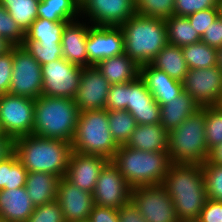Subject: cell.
Listing matches in <instances>:
<instances>
[{"mask_svg": "<svg viewBox=\"0 0 222 222\" xmlns=\"http://www.w3.org/2000/svg\"><path fill=\"white\" fill-rule=\"evenodd\" d=\"M162 185L180 220H198L208 197L202 164L171 163Z\"/></svg>", "mask_w": 222, "mask_h": 222, "instance_id": "obj_1", "label": "cell"}, {"mask_svg": "<svg viewBox=\"0 0 222 222\" xmlns=\"http://www.w3.org/2000/svg\"><path fill=\"white\" fill-rule=\"evenodd\" d=\"M71 152V143L61 139L30 134L15 140V154L28 172L65 177Z\"/></svg>", "mask_w": 222, "mask_h": 222, "instance_id": "obj_2", "label": "cell"}, {"mask_svg": "<svg viewBox=\"0 0 222 222\" xmlns=\"http://www.w3.org/2000/svg\"><path fill=\"white\" fill-rule=\"evenodd\" d=\"M79 109L74 99L40 95L35 99L32 134L72 142Z\"/></svg>", "mask_w": 222, "mask_h": 222, "instance_id": "obj_3", "label": "cell"}, {"mask_svg": "<svg viewBox=\"0 0 222 222\" xmlns=\"http://www.w3.org/2000/svg\"><path fill=\"white\" fill-rule=\"evenodd\" d=\"M120 27L124 34V53L139 66L149 64L168 44L163 19L135 13Z\"/></svg>", "mask_w": 222, "mask_h": 222, "instance_id": "obj_4", "label": "cell"}, {"mask_svg": "<svg viewBox=\"0 0 222 222\" xmlns=\"http://www.w3.org/2000/svg\"><path fill=\"white\" fill-rule=\"evenodd\" d=\"M131 188L163 183L171 161L168 152H145L119 146L111 160Z\"/></svg>", "mask_w": 222, "mask_h": 222, "instance_id": "obj_5", "label": "cell"}, {"mask_svg": "<svg viewBox=\"0 0 222 222\" xmlns=\"http://www.w3.org/2000/svg\"><path fill=\"white\" fill-rule=\"evenodd\" d=\"M171 163L203 164L210 155L205 137V107L168 132Z\"/></svg>", "mask_w": 222, "mask_h": 222, "instance_id": "obj_6", "label": "cell"}, {"mask_svg": "<svg viewBox=\"0 0 222 222\" xmlns=\"http://www.w3.org/2000/svg\"><path fill=\"white\" fill-rule=\"evenodd\" d=\"M108 111L79 112L72 150L88 155L101 156L111 161L119 146L109 130Z\"/></svg>", "mask_w": 222, "mask_h": 222, "instance_id": "obj_7", "label": "cell"}, {"mask_svg": "<svg viewBox=\"0 0 222 222\" xmlns=\"http://www.w3.org/2000/svg\"><path fill=\"white\" fill-rule=\"evenodd\" d=\"M35 99L0 95V133L14 137L30 135L33 131Z\"/></svg>", "mask_w": 222, "mask_h": 222, "instance_id": "obj_8", "label": "cell"}, {"mask_svg": "<svg viewBox=\"0 0 222 222\" xmlns=\"http://www.w3.org/2000/svg\"><path fill=\"white\" fill-rule=\"evenodd\" d=\"M130 201L146 222H179L171 197L162 184L132 188Z\"/></svg>", "mask_w": 222, "mask_h": 222, "instance_id": "obj_9", "label": "cell"}, {"mask_svg": "<svg viewBox=\"0 0 222 222\" xmlns=\"http://www.w3.org/2000/svg\"><path fill=\"white\" fill-rule=\"evenodd\" d=\"M82 68L63 57L42 65L41 95L74 99L80 85Z\"/></svg>", "mask_w": 222, "mask_h": 222, "instance_id": "obj_10", "label": "cell"}, {"mask_svg": "<svg viewBox=\"0 0 222 222\" xmlns=\"http://www.w3.org/2000/svg\"><path fill=\"white\" fill-rule=\"evenodd\" d=\"M13 73L9 93L32 99L42 94L41 65L21 46H13Z\"/></svg>", "mask_w": 222, "mask_h": 222, "instance_id": "obj_11", "label": "cell"}, {"mask_svg": "<svg viewBox=\"0 0 222 222\" xmlns=\"http://www.w3.org/2000/svg\"><path fill=\"white\" fill-rule=\"evenodd\" d=\"M131 189L119 168L108 161L100 171L92 193L93 200L95 205L119 210L130 202Z\"/></svg>", "mask_w": 222, "mask_h": 222, "instance_id": "obj_12", "label": "cell"}, {"mask_svg": "<svg viewBox=\"0 0 222 222\" xmlns=\"http://www.w3.org/2000/svg\"><path fill=\"white\" fill-rule=\"evenodd\" d=\"M182 84L200 107L217 106L222 99V70L217 65L190 69Z\"/></svg>", "mask_w": 222, "mask_h": 222, "instance_id": "obj_13", "label": "cell"}, {"mask_svg": "<svg viewBox=\"0 0 222 222\" xmlns=\"http://www.w3.org/2000/svg\"><path fill=\"white\" fill-rule=\"evenodd\" d=\"M135 13L136 2L134 0L80 1V15H82L80 18L89 17L91 25L121 26Z\"/></svg>", "mask_w": 222, "mask_h": 222, "instance_id": "obj_14", "label": "cell"}, {"mask_svg": "<svg viewBox=\"0 0 222 222\" xmlns=\"http://www.w3.org/2000/svg\"><path fill=\"white\" fill-rule=\"evenodd\" d=\"M88 67L103 59L124 53V34L120 26L91 25L87 34Z\"/></svg>", "mask_w": 222, "mask_h": 222, "instance_id": "obj_15", "label": "cell"}, {"mask_svg": "<svg viewBox=\"0 0 222 222\" xmlns=\"http://www.w3.org/2000/svg\"><path fill=\"white\" fill-rule=\"evenodd\" d=\"M110 85L96 66L83 67L74 97L79 112L105 109Z\"/></svg>", "mask_w": 222, "mask_h": 222, "instance_id": "obj_16", "label": "cell"}, {"mask_svg": "<svg viewBox=\"0 0 222 222\" xmlns=\"http://www.w3.org/2000/svg\"><path fill=\"white\" fill-rule=\"evenodd\" d=\"M56 200L65 222L88 221L95 205L92 193L79 189L65 177L59 179Z\"/></svg>", "mask_w": 222, "mask_h": 222, "instance_id": "obj_17", "label": "cell"}, {"mask_svg": "<svg viewBox=\"0 0 222 222\" xmlns=\"http://www.w3.org/2000/svg\"><path fill=\"white\" fill-rule=\"evenodd\" d=\"M108 161L101 156L72 150L65 178L79 189L93 193L100 171Z\"/></svg>", "mask_w": 222, "mask_h": 222, "instance_id": "obj_18", "label": "cell"}, {"mask_svg": "<svg viewBox=\"0 0 222 222\" xmlns=\"http://www.w3.org/2000/svg\"><path fill=\"white\" fill-rule=\"evenodd\" d=\"M127 111L137 124H160V105L140 76L128 82Z\"/></svg>", "mask_w": 222, "mask_h": 222, "instance_id": "obj_19", "label": "cell"}, {"mask_svg": "<svg viewBox=\"0 0 222 222\" xmlns=\"http://www.w3.org/2000/svg\"><path fill=\"white\" fill-rule=\"evenodd\" d=\"M87 23H81L79 19L67 23L61 38L63 58L81 67H88L86 43L90 25Z\"/></svg>", "mask_w": 222, "mask_h": 222, "instance_id": "obj_20", "label": "cell"}, {"mask_svg": "<svg viewBox=\"0 0 222 222\" xmlns=\"http://www.w3.org/2000/svg\"><path fill=\"white\" fill-rule=\"evenodd\" d=\"M140 78L159 105H163L183 91V84L150 63L140 66Z\"/></svg>", "mask_w": 222, "mask_h": 222, "instance_id": "obj_21", "label": "cell"}, {"mask_svg": "<svg viewBox=\"0 0 222 222\" xmlns=\"http://www.w3.org/2000/svg\"><path fill=\"white\" fill-rule=\"evenodd\" d=\"M35 209L25 187L0 190V219L26 222Z\"/></svg>", "mask_w": 222, "mask_h": 222, "instance_id": "obj_22", "label": "cell"}, {"mask_svg": "<svg viewBox=\"0 0 222 222\" xmlns=\"http://www.w3.org/2000/svg\"><path fill=\"white\" fill-rule=\"evenodd\" d=\"M126 146L145 152H168V132L161 124H138Z\"/></svg>", "mask_w": 222, "mask_h": 222, "instance_id": "obj_23", "label": "cell"}, {"mask_svg": "<svg viewBox=\"0 0 222 222\" xmlns=\"http://www.w3.org/2000/svg\"><path fill=\"white\" fill-rule=\"evenodd\" d=\"M200 108L195 100L186 91H183L179 96L160 105V124L169 132Z\"/></svg>", "mask_w": 222, "mask_h": 222, "instance_id": "obj_24", "label": "cell"}, {"mask_svg": "<svg viewBox=\"0 0 222 222\" xmlns=\"http://www.w3.org/2000/svg\"><path fill=\"white\" fill-rule=\"evenodd\" d=\"M96 67L110 84L128 83L140 75V66L125 53L103 59Z\"/></svg>", "mask_w": 222, "mask_h": 222, "instance_id": "obj_25", "label": "cell"}, {"mask_svg": "<svg viewBox=\"0 0 222 222\" xmlns=\"http://www.w3.org/2000/svg\"><path fill=\"white\" fill-rule=\"evenodd\" d=\"M59 179L51 173L28 172L25 188L35 207L56 200Z\"/></svg>", "mask_w": 222, "mask_h": 222, "instance_id": "obj_26", "label": "cell"}, {"mask_svg": "<svg viewBox=\"0 0 222 222\" xmlns=\"http://www.w3.org/2000/svg\"><path fill=\"white\" fill-rule=\"evenodd\" d=\"M150 64L181 82L189 71L182 48L170 44L164 46Z\"/></svg>", "mask_w": 222, "mask_h": 222, "instance_id": "obj_27", "label": "cell"}, {"mask_svg": "<svg viewBox=\"0 0 222 222\" xmlns=\"http://www.w3.org/2000/svg\"><path fill=\"white\" fill-rule=\"evenodd\" d=\"M38 18L53 22L78 20L80 15L79 0H40Z\"/></svg>", "mask_w": 222, "mask_h": 222, "instance_id": "obj_28", "label": "cell"}, {"mask_svg": "<svg viewBox=\"0 0 222 222\" xmlns=\"http://www.w3.org/2000/svg\"><path fill=\"white\" fill-rule=\"evenodd\" d=\"M67 23V21L53 22L37 18L25 32L24 41H36L40 45L61 44L63 28Z\"/></svg>", "mask_w": 222, "mask_h": 222, "instance_id": "obj_29", "label": "cell"}, {"mask_svg": "<svg viewBox=\"0 0 222 222\" xmlns=\"http://www.w3.org/2000/svg\"><path fill=\"white\" fill-rule=\"evenodd\" d=\"M164 21L168 44L183 47L201 41V36L187 17L172 15Z\"/></svg>", "mask_w": 222, "mask_h": 222, "instance_id": "obj_30", "label": "cell"}, {"mask_svg": "<svg viewBox=\"0 0 222 222\" xmlns=\"http://www.w3.org/2000/svg\"><path fill=\"white\" fill-rule=\"evenodd\" d=\"M40 0H0V4L7 10L17 25L25 33L38 18Z\"/></svg>", "mask_w": 222, "mask_h": 222, "instance_id": "obj_31", "label": "cell"}, {"mask_svg": "<svg viewBox=\"0 0 222 222\" xmlns=\"http://www.w3.org/2000/svg\"><path fill=\"white\" fill-rule=\"evenodd\" d=\"M28 171L14 153L0 162V190H11L25 187Z\"/></svg>", "mask_w": 222, "mask_h": 222, "instance_id": "obj_32", "label": "cell"}, {"mask_svg": "<svg viewBox=\"0 0 222 222\" xmlns=\"http://www.w3.org/2000/svg\"><path fill=\"white\" fill-rule=\"evenodd\" d=\"M181 48L189 70L210 68L217 65L216 48L202 41Z\"/></svg>", "mask_w": 222, "mask_h": 222, "instance_id": "obj_33", "label": "cell"}, {"mask_svg": "<svg viewBox=\"0 0 222 222\" xmlns=\"http://www.w3.org/2000/svg\"><path fill=\"white\" fill-rule=\"evenodd\" d=\"M109 130L118 146L126 145L138 125L127 110L108 111Z\"/></svg>", "mask_w": 222, "mask_h": 222, "instance_id": "obj_34", "label": "cell"}, {"mask_svg": "<svg viewBox=\"0 0 222 222\" xmlns=\"http://www.w3.org/2000/svg\"><path fill=\"white\" fill-rule=\"evenodd\" d=\"M205 137L209 152L222 144V108L219 105L205 107Z\"/></svg>", "mask_w": 222, "mask_h": 222, "instance_id": "obj_35", "label": "cell"}, {"mask_svg": "<svg viewBox=\"0 0 222 222\" xmlns=\"http://www.w3.org/2000/svg\"><path fill=\"white\" fill-rule=\"evenodd\" d=\"M175 0H138L136 13L141 16L166 20L174 13Z\"/></svg>", "mask_w": 222, "mask_h": 222, "instance_id": "obj_36", "label": "cell"}, {"mask_svg": "<svg viewBox=\"0 0 222 222\" xmlns=\"http://www.w3.org/2000/svg\"><path fill=\"white\" fill-rule=\"evenodd\" d=\"M202 170L208 199L222 201V165L207 160L202 164Z\"/></svg>", "mask_w": 222, "mask_h": 222, "instance_id": "obj_37", "label": "cell"}, {"mask_svg": "<svg viewBox=\"0 0 222 222\" xmlns=\"http://www.w3.org/2000/svg\"><path fill=\"white\" fill-rule=\"evenodd\" d=\"M22 46L41 66L63 57L61 44L40 45L36 41H23Z\"/></svg>", "mask_w": 222, "mask_h": 222, "instance_id": "obj_38", "label": "cell"}, {"mask_svg": "<svg viewBox=\"0 0 222 222\" xmlns=\"http://www.w3.org/2000/svg\"><path fill=\"white\" fill-rule=\"evenodd\" d=\"M0 37L11 46H21L25 39V33L17 25L15 20L0 4Z\"/></svg>", "mask_w": 222, "mask_h": 222, "instance_id": "obj_39", "label": "cell"}, {"mask_svg": "<svg viewBox=\"0 0 222 222\" xmlns=\"http://www.w3.org/2000/svg\"><path fill=\"white\" fill-rule=\"evenodd\" d=\"M26 222H65L57 200L35 207Z\"/></svg>", "mask_w": 222, "mask_h": 222, "instance_id": "obj_40", "label": "cell"}, {"mask_svg": "<svg viewBox=\"0 0 222 222\" xmlns=\"http://www.w3.org/2000/svg\"><path fill=\"white\" fill-rule=\"evenodd\" d=\"M222 0H175L173 15L188 16L209 8H219Z\"/></svg>", "mask_w": 222, "mask_h": 222, "instance_id": "obj_41", "label": "cell"}, {"mask_svg": "<svg viewBox=\"0 0 222 222\" xmlns=\"http://www.w3.org/2000/svg\"><path fill=\"white\" fill-rule=\"evenodd\" d=\"M128 83L111 84L105 109L107 111L127 110Z\"/></svg>", "mask_w": 222, "mask_h": 222, "instance_id": "obj_42", "label": "cell"}, {"mask_svg": "<svg viewBox=\"0 0 222 222\" xmlns=\"http://www.w3.org/2000/svg\"><path fill=\"white\" fill-rule=\"evenodd\" d=\"M220 15V8H209L186 16L194 29L202 36L205 30Z\"/></svg>", "mask_w": 222, "mask_h": 222, "instance_id": "obj_43", "label": "cell"}, {"mask_svg": "<svg viewBox=\"0 0 222 222\" xmlns=\"http://www.w3.org/2000/svg\"><path fill=\"white\" fill-rule=\"evenodd\" d=\"M13 46L0 55V95L9 93L13 73Z\"/></svg>", "mask_w": 222, "mask_h": 222, "instance_id": "obj_44", "label": "cell"}, {"mask_svg": "<svg viewBox=\"0 0 222 222\" xmlns=\"http://www.w3.org/2000/svg\"><path fill=\"white\" fill-rule=\"evenodd\" d=\"M201 41L205 44L219 48L222 47V16L219 15L201 36Z\"/></svg>", "mask_w": 222, "mask_h": 222, "instance_id": "obj_45", "label": "cell"}, {"mask_svg": "<svg viewBox=\"0 0 222 222\" xmlns=\"http://www.w3.org/2000/svg\"><path fill=\"white\" fill-rule=\"evenodd\" d=\"M199 222H222V201L207 199L204 204Z\"/></svg>", "mask_w": 222, "mask_h": 222, "instance_id": "obj_46", "label": "cell"}, {"mask_svg": "<svg viewBox=\"0 0 222 222\" xmlns=\"http://www.w3.org/2000/svg\"><path fill=\"white\" fill-rule=\"evenodd\" d=\"M89 222H120L118 210L110 207L94 205L88 218Z\"/></svg>", "mask_w": 222, "mask_h": 222, "instance_id": "obj_47", "label": "cell"}, {"mask_svg": "<svg viewBox=\"0 0 222 222\" xmlns=\"http://www.w3.org/2000/svg\"><path fill=\"white\" fill-rule=\"evenodd\" d=\"M118 217L120 222H146L131 201L118 210Z\"/></svg>", "mask_w": 222, "mask_h": 222, "instance_id": "obj_48", "label": "cell"}, {"mask_svg": "<svg viewBox=\"0 0 222 222\" xmlns=\"http://www.w3.org/2000/svg\"><path fill=\"white\" fill-rule=\"evenodd\" d=\"M15 138L0 133V162L11 157L15 153Z\"/></svg>", "mask_w": 222, "mask_h": 222, "instance_id": "obj_49", "label": "cell"}, {"mask_svg": "<svg viewBox=\"0 0 222 222\" xmlns=\"http://www.w3.org/2000/svg\"><path fill=\"white\" fill-rule=\"evenodd\" d=\"M210 163H216L218 165H222V144L217 145L210 151V155L208 158Z\"/></svg>", "mask_w": 222, "mask_h": 222, "instance_id": "obj_50", "label": "cell"}, {"mask_svg": "<svg viewBox=\"0 0 222 222\" xmlns=\"http://www.w3.org/2000/svg\"><path fill=\"white\" fill-rule=\"evenodd\" d=\"M11 48V45L7 43L3 38L0 37V55L4 54Z\"/></svg>", "mask_w": 222, "mask_h": 222, "instance_id": "obj_51", "label": "cell"}, {"mask_svg": "<svg viewBox=\"0 0 222 222\" xmlns=\"http://www.w3.org/2000/svg\"><path fill=\"white\" fill-rule=\"evenodd\" d=\"M217 66L222 70V47L216 49Z\"/></svg>", "mask_w": 222, "mask_h": 222, "instance_id": "obj_52", "label": "cell"}, {"mask_svg": "<svg viewBox=\"0 0 222 222\" xmlns=\"http://www.w3.org/2000/svg\"><path fill=\"white\" fill-rule=\"evenodd\" d=\"M179 222H199L198 220H180Z\"/></svg>", "mask_w": 222, "mask_h": 222, "instance_id": "obj_53", "label": "cell"}, {"mask_svg": "<svg viewBox=\"0 0 222 222\" xmlns=\"http://www.w3.org/2000/svg\"><path fill=\"white\" fill-rule=\"evenodd\" d=\"M219 8H220V15L222 16V3H221V5L219 6Z\"/></svg>", "mask_w": 222, "mask_h": 222, "instance_id": "obj_54", "label": "cell"}, {"mask_svg": "<svg viewBox=\"0 0 222 222\" xmlns=\"http://www.w3.org/2000/svg\"><path fill=\"white\" fill-rule=\"evenodd\" d=\"M219 106L222 108V99L219 102Z\"/></svg>", "mask_w": 222, "mask_h": 222, "instance_id": "obj_55", "label": "cell"}]
</instances>
